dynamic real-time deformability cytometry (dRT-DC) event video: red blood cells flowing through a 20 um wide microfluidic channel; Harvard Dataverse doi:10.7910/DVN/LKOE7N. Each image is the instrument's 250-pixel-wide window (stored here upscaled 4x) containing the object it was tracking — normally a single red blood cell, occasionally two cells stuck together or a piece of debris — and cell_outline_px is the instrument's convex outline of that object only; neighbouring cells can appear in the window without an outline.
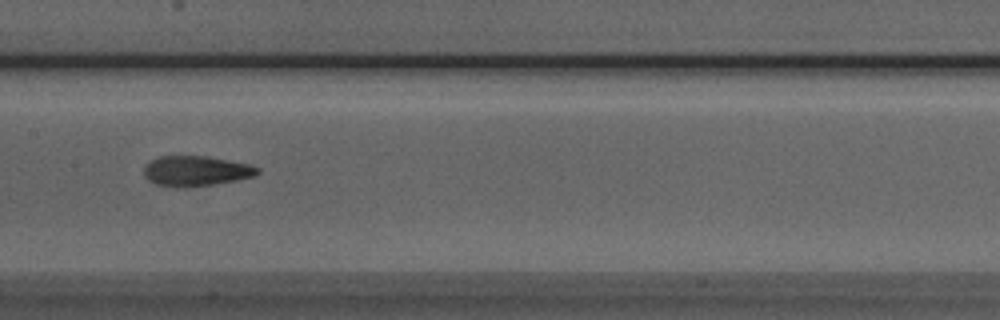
{"species": "Egyptian fruit bat (a non-hibernating species)", "species_latin": "Rousettus aegyptiacus", "temperature_condition": "room temperature", "stored_images_in_passage": 7, "camera_frame_rate_fps": 3000, "um_per_image_px": 0.085, "animal": {"sex": "male"}, "frame": {"image": 1, "passage_image": 7, "time_ms": 7.667, "image_size_px": [1000, 320], "cell_outline_px": [[260, 172], [256, 176], [236, 180], [212, 184], [184, 188], [180, 188], [156, 184], [148, 180], [144, 176], [144, 168], [152, 160], [160, 156], [208, 156], [252, 164], [260, 168]], "centroid_in_image_um": [16.7, 14.53], "position_along_channel_um": 190.7, "area_um2": 20.11}}